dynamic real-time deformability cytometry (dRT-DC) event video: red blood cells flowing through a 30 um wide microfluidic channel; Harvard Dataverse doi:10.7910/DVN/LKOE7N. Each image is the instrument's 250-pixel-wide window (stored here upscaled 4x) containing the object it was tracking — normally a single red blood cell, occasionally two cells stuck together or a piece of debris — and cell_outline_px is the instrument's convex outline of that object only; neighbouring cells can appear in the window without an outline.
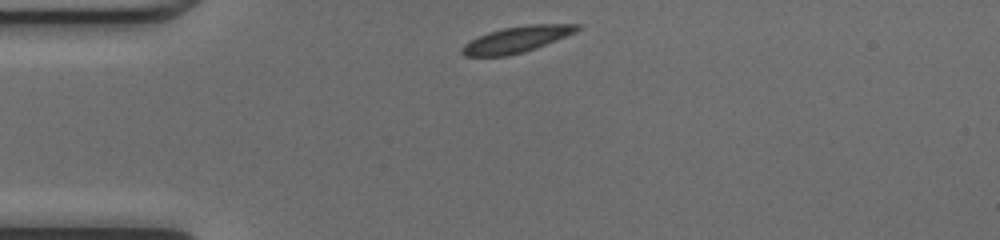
{"species": "common noctule bat (a hibernating species)", "species_latin": "Nyctalus noctula", "temperature_condition": "cold", "stored_images_in_passage": 38, "camera_frame_rate_fps": 3000, "um_per_image_px": 0.085, "animal": {"sex": "female", "body_mass_g": 17.0, "forearm_length_mm": 48.0}, "frame": {"image": 1, "passage_image": 1, "time_ms": 0.0, "image_size_px": [1000, 240], "cell_outline_px": [[580, 28], [576, 32], [536, 48], [524, 52], [508, 56], [464, 56], [460, 52], [460, 48], [464, 44], [488, 32], [504, 28], [528, 24], [580, 24]], "centroid_in_image_um": [43.91, 3.36], "position_along_channel_um": 41.1, "area_um2": 17.46}}
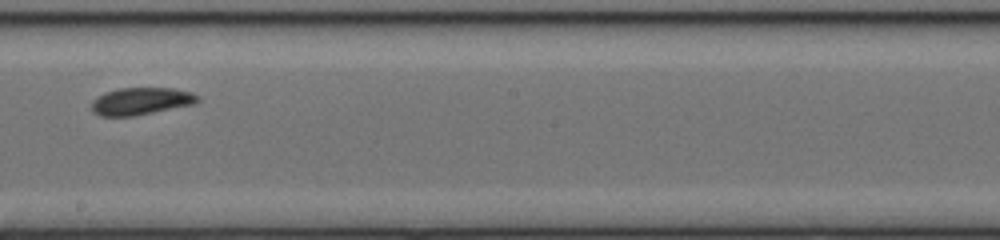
{"frame": {"image": 2, "passage_image": 17, "time_ms": 5.333, "image_size_px": [1000, 240], "cell_outline_px": [[200, 100], [196, 104], [132, 116], [100, 116], [92, 112], [92, 100], [104, 92], [116, 88], [172, 88], [192, 92], [200, 96]], "centroid_in_image_um": [12.0, 8.59], "position_along_channel_um": 236.2, "area_um2": 17.05}}
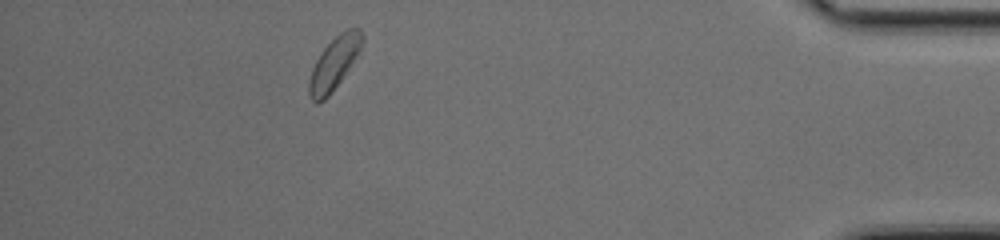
{"frame": {"image": 3, "passage_image": 33, "time_ms": 10.667, "image_size_px": [1000, 240], "cell_outline_px": [[364, 40], [360, 52], [340, 80], [328, 96], [324, 100], [316, 104], [312, 100], [308, 92], [308, 80], [312, 68], [320, 52], [340, 32], [348, 28], [360, 28], [364, 36]], "centroid_in_image_um": [28.4, 5.36], "position_along_channel_um": 406.8, "area_um2": 16.18}, "authors_computed_cell_mechanics": {"area_um2": 16.8198, "velocity_mm_per_s": 4.1941, "shape_relaxation_time_tau1_ms": 8.2922, "shape_relaxation_time_tau2_ms": null, "deformation_change_tau1": 0.1574, "deformation_change_tau2": null}}